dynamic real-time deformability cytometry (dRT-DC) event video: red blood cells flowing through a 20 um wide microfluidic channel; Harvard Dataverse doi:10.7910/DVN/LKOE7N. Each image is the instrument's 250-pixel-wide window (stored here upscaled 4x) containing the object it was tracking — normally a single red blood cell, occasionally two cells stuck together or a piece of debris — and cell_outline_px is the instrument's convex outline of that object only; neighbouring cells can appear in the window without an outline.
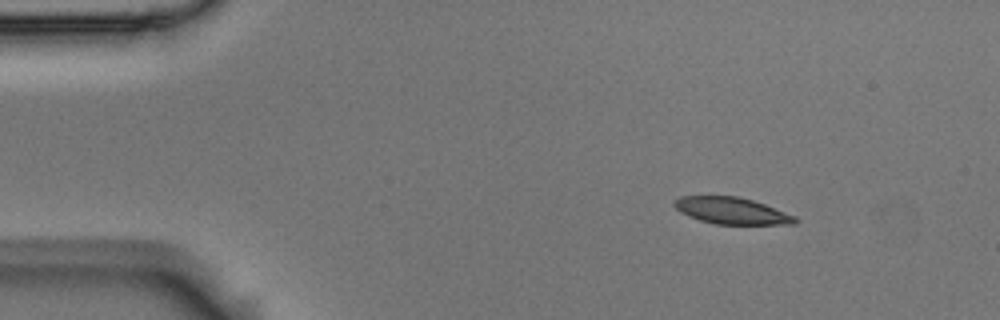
{"species": "Egyptian fruit bat (a non-hibernating species)", "species_latin": "Rousettus aegyptiacus", "temperature_condition": "room temperature", "stored_images_in_passage": 49, "camera_frame_rate_fps": 3000, "um_per_image_px": 0.085, "animal": {"sex": "male"}, "frame": {"image": 1, "passage_image": 1, "time_ms": 0.0, "image_size_px": [1000, 320], "cell_outline_px": [[800, 220], [796, 224], [716, 224], [700, 220], [688, 216], [680, 212], [672, 204], [680, 196], [736, 196], [752, 200], [764, 204], [796, 216]], "centroid_in_image_um": [62.21, 17.92], "position_along_channel_um": 22.8, "area_um2": 18.73}}
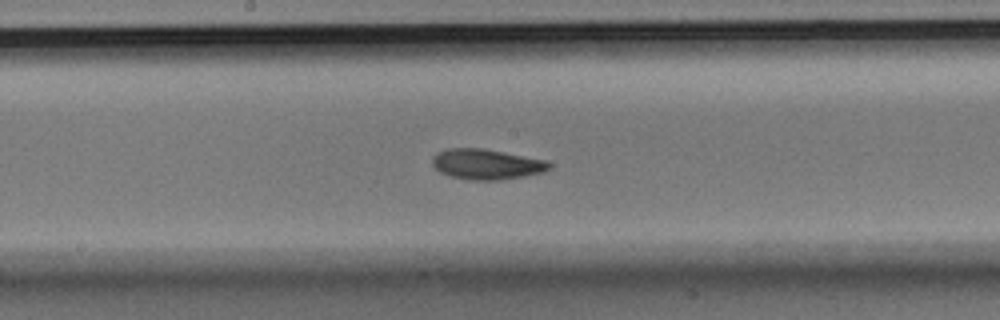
{"frame": {"image": 2, "passage_image": 22, "time_ms": 7.0, "image_size_px": [1000, 320], "cell_outline_px": [[552, 164], [544, 172], [524, 176], [500, 180], [472, 180], [452, 176], [440, 172], [432, 164], [432, 156], [436, 152], [448, 148], [484, 148], [548, 160]], "centroid_in_image_um": [41.36, 13.94], "position_along_channel_um": 206.8, "area_um2": 20.81}}
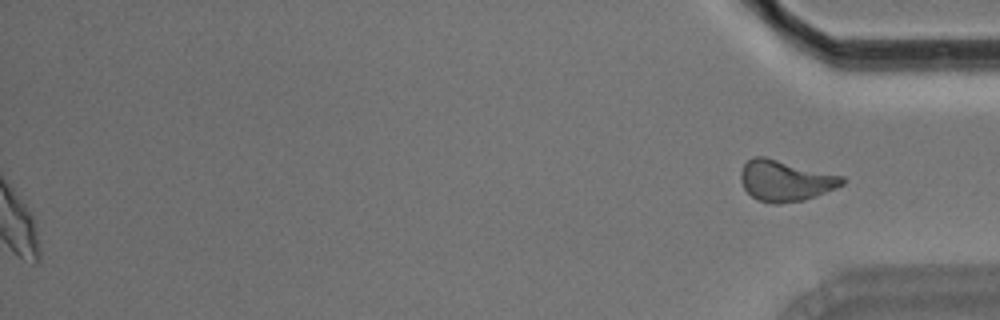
{"frame": {"image": 3, "passage_image": 49, "time_ms": 16.0, "image_size_px": [1000, 320], "cell_outline_px": [[844, 184], [836, 188], [816, 196], [804, 200], [780, 204], [772, 204], [756, 200], [744, 188], [740, 180], [740, 172], [744, 164], [752, 156], [764, 156], [844, 176]], "centroid_in_image_um": [66.74, 15.36], "position_along_channel_um": 368.5, "area_um2": 24.39}, "authors_computed_cell_mechanics": {"area_um2": 20.1722, "velocity_mm_per_s": 3.6905, "shape_relaxation_time_tau1_ms": 2.93, "shape_relaxation_time_tau2_ms": 3.5862, "deformation_change_tau1": 0.114, "deformation_change_tau2": 0.0901}}